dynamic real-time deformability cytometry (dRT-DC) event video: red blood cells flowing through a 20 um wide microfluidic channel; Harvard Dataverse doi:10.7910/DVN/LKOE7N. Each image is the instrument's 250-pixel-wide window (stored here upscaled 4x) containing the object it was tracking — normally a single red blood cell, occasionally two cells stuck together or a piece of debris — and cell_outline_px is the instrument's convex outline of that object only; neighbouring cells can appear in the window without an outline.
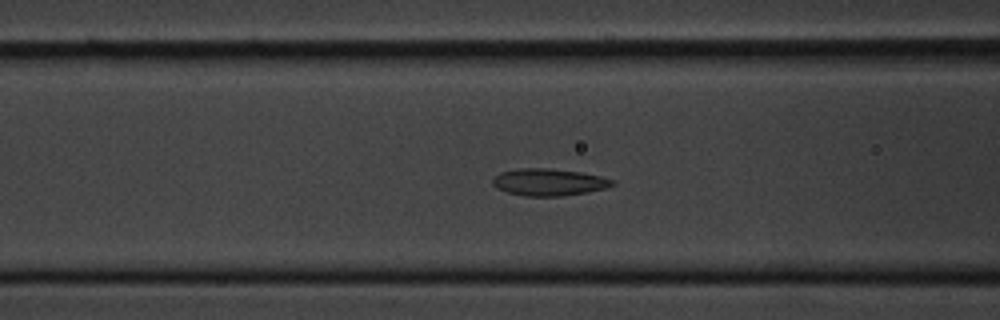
{"species": "common noctule bat (a hibernating species)", "species_latin": "Nyctalus noctula", "temperature_condition": "cold", "stored_images_in_passage": 40, "camera_frame_rate_fps": 3000, "um_per_image_px": 0.085, "animal": {"sex": "male", "body_mass_g": 20.1, "forearm_length_mm": 53.5}, "frame": {"image": 1, "passage_image": 6, "time_ms": 1.667, "image_size_px": [1000, 320], "cell_outline_px": [[616, 184], [608, 188], [588, 192], [560, 196], [524, 196], [508, 192], [496, 188], [492, 184], [492, 176], [500, 172], [520, 168], [548, 168], [580, 172], [600, 176], [616, 180]], "centroid_in_image_um": [46.66, 15.48], "position_along_channel_um": 119.9, "area_um2": 19.07}}
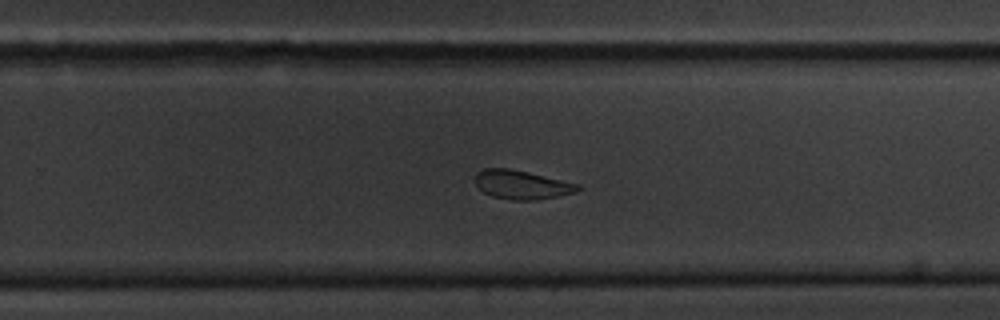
{"frame": {"image": 2, "passage_image": 20, "time_ms": 6.333, "image_size_px": [1000, 320], "cell_outline_px": [[580, 188], [576, 192], [536, 200], [512, 200], [492, 196], [484, 192], [476, 184], [476, 172], [484, 168], [508, 168], [528, 172], [580, 184]], "centroid_in_image_um": [44.34, 15.69], "position_along_channel_um": 285.5, "area_um2": 17.11}}
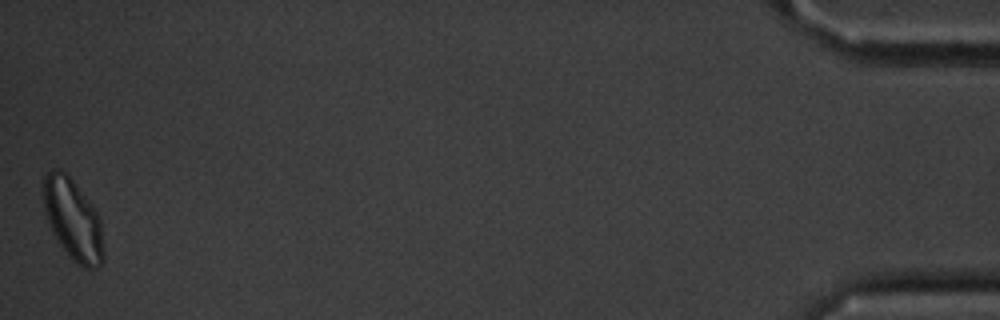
{"frame": {"image": 3, "passage_image": 40, "time_ms": 13.0, "image_size_px": [1000, 320], "cell_outline_px": [[104, 260], [96, 268], [84, 268], [72, 260], [68, 256], [52, 232], [44, 208], [44, 172], [52, 168], [60, 168], [72, 180], [88, 200], [96, 212], [100, 220], [104, 252]], "centroid_in_image_um": [6.2, 18.67], "position_along_channel_um": 429.0, "area_um2": 28.21}, "authors_computed_cell_mechanics": {"area_um2": 18.9873, "velocity_mm_per_s": 3.5543, "shape_relaxation_time_tau1_ms": 6.5027, "shape_relaxation_time_tau2_ms": 3.5829, "deformation_change_tau1": 0.1179, "deformation_change_tau2": 0.1096}}